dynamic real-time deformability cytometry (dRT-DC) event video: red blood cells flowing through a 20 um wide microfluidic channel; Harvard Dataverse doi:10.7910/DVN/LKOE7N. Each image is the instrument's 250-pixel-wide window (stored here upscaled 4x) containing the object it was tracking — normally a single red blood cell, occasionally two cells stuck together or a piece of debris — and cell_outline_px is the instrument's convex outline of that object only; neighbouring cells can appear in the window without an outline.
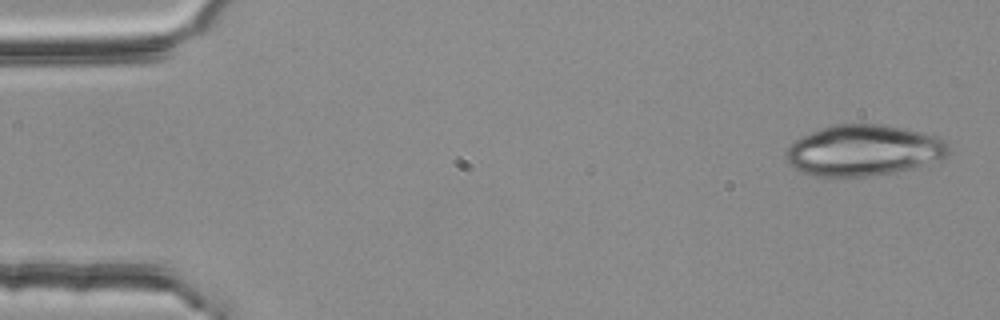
{"species": "common noctule bat (a hibernating species)", "species_latin": "Nyctalus noctula", "temperature_condition": "room temperature", "stored_images_in_passage": 4, "camera_frame_rate_fps": 3000, "um_per_image_px": 0.085, "animal": {"sex": "female", "body_mass_g": 25.1}, "frame": {"image": 1, "passage_image": 1, "time_ms": 0.0, "image_size_px": [1000, 320], "cell_outline_px": [[948, 156], [940, 160], [912, 168], [896, 172], [868, 176], [816, 176], [804, 172], [788, 164], [784, 156], [784, 152], [796, 140], [820, 128], [832, 124], [880, 124], [904, 128], [936, 136], [944, 140], [948, 148]], "centroid_in_image_um": [73.4, 12.78], "position_along_channel_um": 11.6, "area_um2": 48.09}}